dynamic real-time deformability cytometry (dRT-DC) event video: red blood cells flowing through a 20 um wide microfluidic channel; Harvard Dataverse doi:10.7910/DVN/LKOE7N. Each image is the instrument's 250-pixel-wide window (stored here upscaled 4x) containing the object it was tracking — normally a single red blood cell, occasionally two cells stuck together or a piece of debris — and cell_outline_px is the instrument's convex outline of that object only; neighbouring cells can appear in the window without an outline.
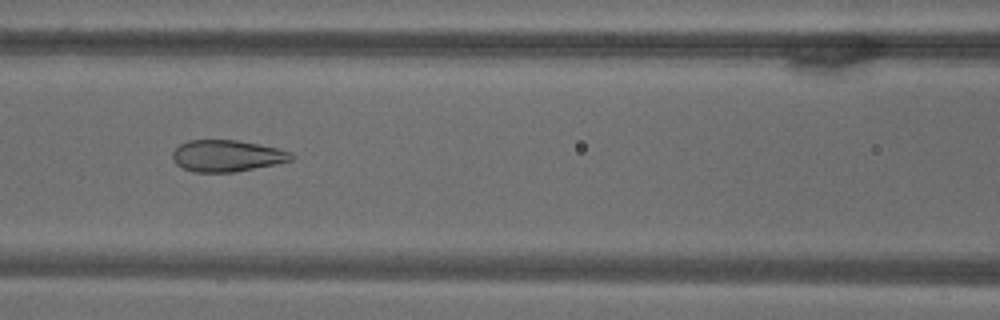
{"species": "common noctule bat (a hibernating species)", "species_latin": "Nyctalus noctula", "temperature_condition": "warm", "stored_images_in_passage": 69, "camera_frame_rate_fps": 3000, "um_per_image_px": 0.085, "animal": {"sex": "male", "body_mass_g": 18.8}, "frame": {"image": 1, "passage_image": 31, "time_ms": 10.0, "image_size_px": [1000, 320], "cell_outline_px": [[296, 156], [292, 160], [276, 164], [232, 172], [192, 172], [176, 164], [172, 160], [172, 152], [180, 144], [188, 140], [236, 140], [280, 148], [292, 152]], "centroid_in_image_um": [19.3, 13.24], "position_along_channel_um": 147.3, "area_um2": 21.96}}
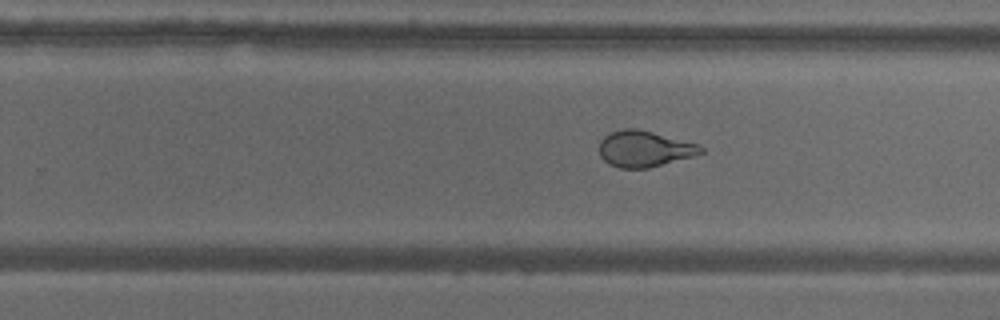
{"frame": {"image": 2, "passage_image": 44, "time_ms": 14.333, "image_size_px": [1000, 320], "cell_outline_px": [[704, 152], [692, 156], [648, 168], [620, 168], [608, 164], [600, 156], [600, 140], [608, 132], [624, 128], [636, 128], [652, 132], [696, 144], [704, 148]], "centroid_in_image_um": [54.71, 12.65], "position_along_channel_um": 275.1, "area_um2": 21.15}}
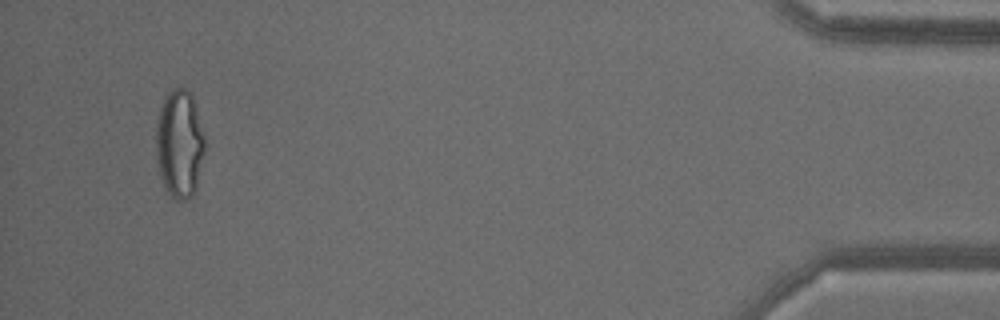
{"frame": {"image": 3, "passage_image": 66, "time_ms": 21.667, "image_size_px": [1000, 320], "cell_outline_px": [[204, 152], [196, 188], [192, 196], [188, 200], [172, 200], [164, 188], [156, 164], [156, 124], [160, 108], [168, 92], [172, 88], [184, 88], [192, 92], [204, 136]], "centroid_in_image_um": [15.24, 12.26], "position_along_channel_um": 420.0, "area_um2": 31.15}}